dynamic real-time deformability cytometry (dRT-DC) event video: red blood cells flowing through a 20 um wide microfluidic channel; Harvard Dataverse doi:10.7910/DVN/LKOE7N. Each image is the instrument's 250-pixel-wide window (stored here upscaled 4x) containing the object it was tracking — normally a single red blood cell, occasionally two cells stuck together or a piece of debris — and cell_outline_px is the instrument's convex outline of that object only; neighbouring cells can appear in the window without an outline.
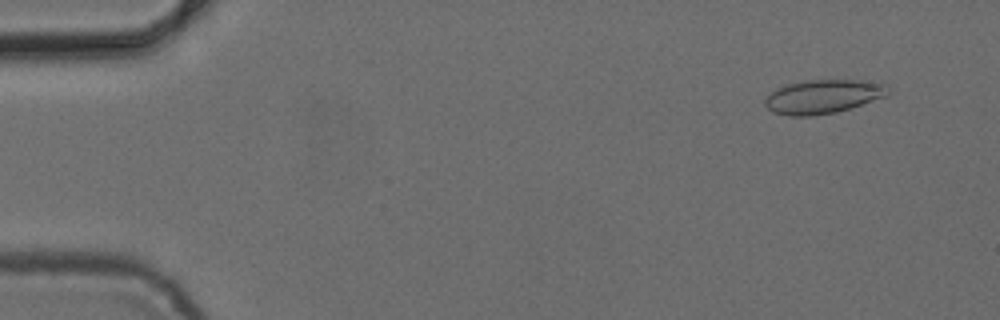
{"species": "common noctule bat (a hibernating species)", "species_latin": "Nyctalus noctula", "temperature_condition": "cold", "stored_images_in_passage": 53, "camera_frame_rate_fps": 3000, "um_per_image_px": 0.085, "animal": {"sex": "female", "body_mass_g": 24.6, "forearm_length_mm": 56.2}, "frame": {"image": 1, "passage_image": 4, "time_ms": 1.0, "image_size_px": [1000, 320], "cell_outline_px": [[892, 92], [888, 96], [836, 112], [812, 116], [788, 116], [772, 112], [764, 104], [764, 100], [776, 88], [788, 84], [804, 80], [864, 80], [884, 84]], "centroid_in_image_um": [69.97, 8.21], "position_along_channel_um": 15.0, "area_um2": 24.39}}
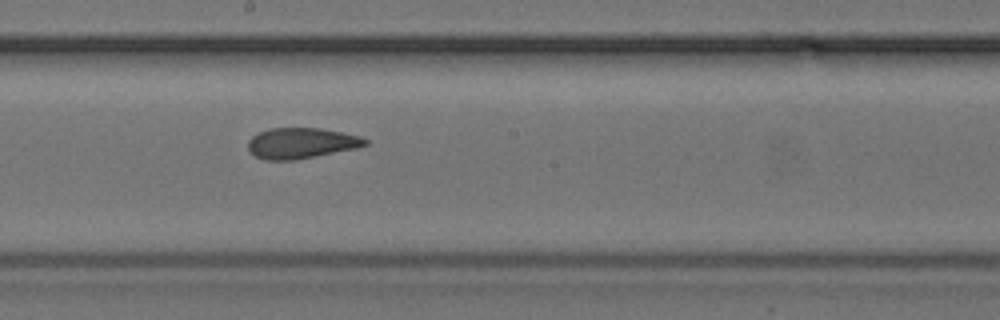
{"frame": {"image": 2, "passage_image": 29, "time_ms": 9.333, "image_size_px": [1000, 320], "cell_outline_px": [[368, 144], [356, 148], [296, 160], [264, 160], [256, 156], [248, 148], [248, 140], [252, 136], [268, 128], [320, 128], [360, 136], [368, 140]], "centroid_in_image_um": [25.59, 12.17], "position_along_channel_um": 222.6, "area_um2": 20.87}}
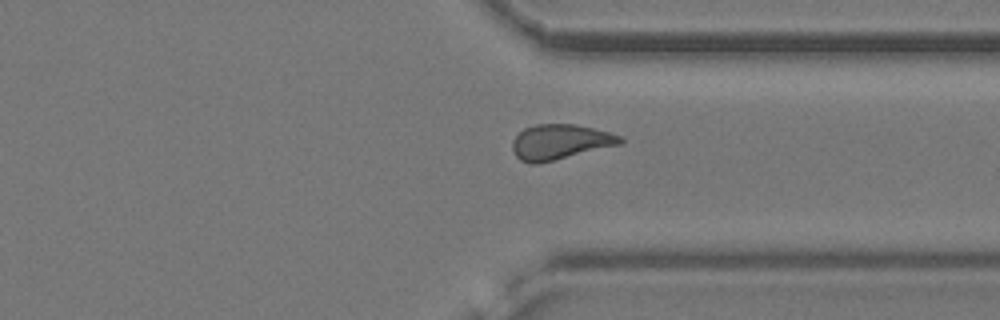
{"frame": {"image": 3, "passage_image": 40, "time_ms": 13.0, "image_size_px": [1000, 320], "cell_outline_px": [[624, 140], [620, 144], [540, 164], [528, 164], [520, 160], [516, 156], [512, 148], [512, 140], [524, 128], [536, 124], [576, 124], [608, 132], [620, 136]], "centroid_in_image_um": [47.56, 12.08], "position_along_channel_um": 363.8, "area_um2": 22.08}, "authors_computed_cell_mechanics": {"area_um2": 22.0218, "velocity_mm_per_s": 3.852, "shape_relaxation_time_tau1_ms": null, "shape_relaxation_time_tau2_ms": 1.8686, "deformation_change_tau1": null, "deformation_change_tau2": 0.0604}}